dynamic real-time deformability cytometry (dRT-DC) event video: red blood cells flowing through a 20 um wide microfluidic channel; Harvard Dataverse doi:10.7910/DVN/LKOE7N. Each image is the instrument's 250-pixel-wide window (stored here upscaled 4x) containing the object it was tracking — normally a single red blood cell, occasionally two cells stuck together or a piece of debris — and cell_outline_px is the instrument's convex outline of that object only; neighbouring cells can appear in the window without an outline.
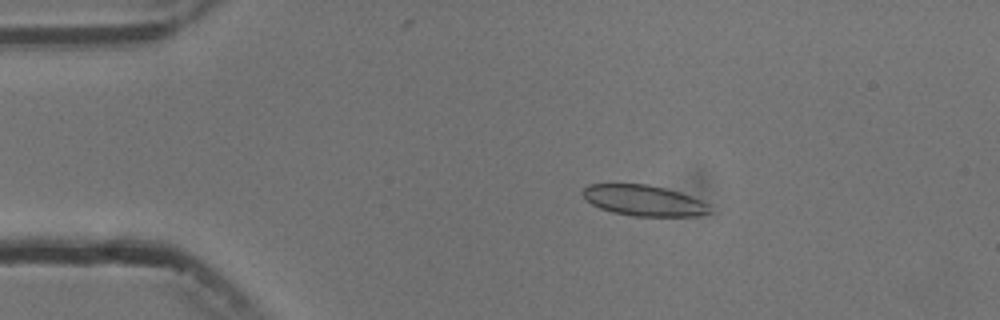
{"species": "common noctule bat (a hibernating species)", "species_latin": "Nyctalus noctula", "temperature_condition": "cold", "stored_images_in_passage": 9, "camera_frame_rate_fps": 3000, "um_per_image_px": 0.085, "animal": {"sex": "male", "body_mass_g": 13.3}, "frame": {"image": 1, "passage_image": 3, "time_ms": 2.333, "image_size_px": [1000, 320], "cell_outline_px": [[712, 212], [696, 216], [632, 216], [612, 212], [600, 208], [592, 204], [580, 192], [588, 184], [648, 184], [680, 192], [692, 196], [708, 204]], "centroid_in_image_um": [54.73, 17.04], "position_along_channel_um": 30.3, "area_um2": 22.77}}
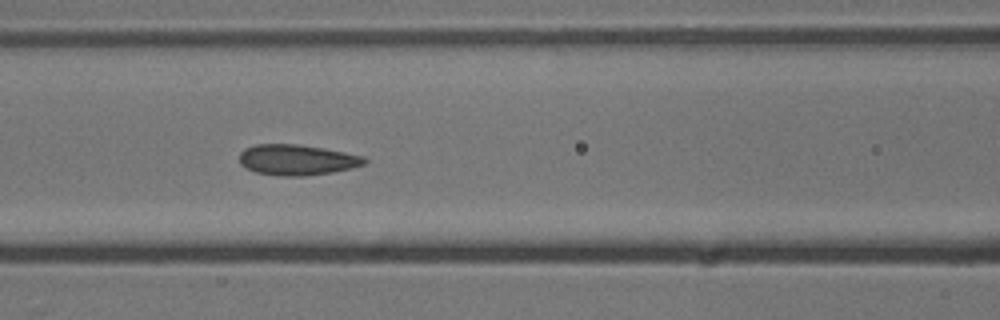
{"frame": {"image": 2, "passage_image": 7, "time_ms": 6.667, "image_size_px": [1000, 320], "cell_outline_px": [[368, 160], [364, 164], [352, 168], [332, 172], [304, 176], [280, 176], [256, 172], [240, 164], [240, 152], [244, 148], [256, 144], [296, 144], [324, 148], [364, 156]], "centroid_in_image_um": [25.25, 13.58], "position_along_channel_um": 141.4, "area_um2": 22.31}}
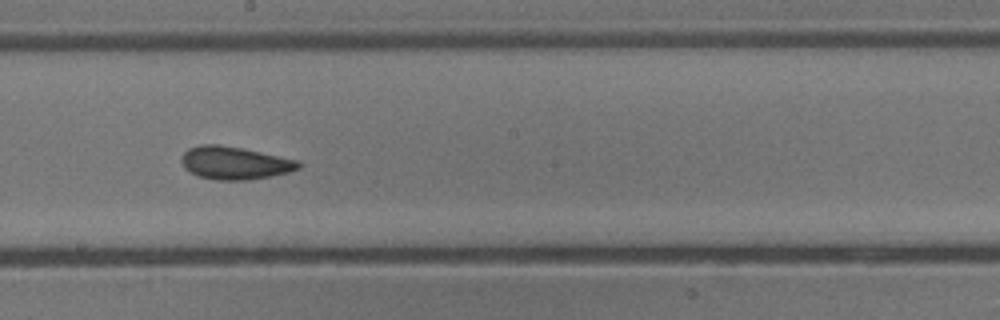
{"frame": {"image": 3, "passage_image": 9, "time_ms": 9.0, "image_size_px": [1000, 320], "cell_outline_px": [[300, 168], [288, 172], [272, 176], [248, 180], [216, 180], [196, 176], [184, 168], [180, 160], [184, 152], [188, 148], [200, 144], [220, 144], [300, 160]], "centroid_in_image_um": [19.92, 13.85], "position_along_channel_um": 228.3, "area_um2": 22.54}}